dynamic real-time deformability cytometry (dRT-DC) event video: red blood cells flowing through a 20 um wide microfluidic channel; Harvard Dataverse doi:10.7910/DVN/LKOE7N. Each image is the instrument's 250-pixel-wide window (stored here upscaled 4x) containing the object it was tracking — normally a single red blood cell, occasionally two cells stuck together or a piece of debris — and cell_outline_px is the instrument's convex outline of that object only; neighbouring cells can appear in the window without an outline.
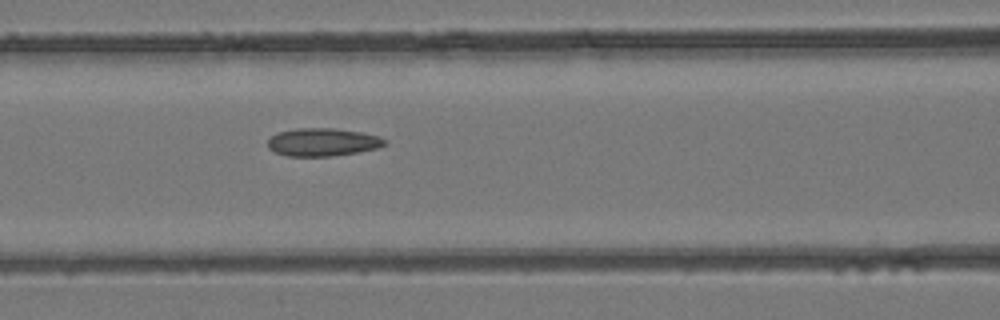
{"species": "common noctule bat (a hibernating species)", "species_latin": "Nyctalus noctula", "temperature_condition": "room temperature", "stored_images_in_passage": 3, "camera_frame_rate_fps": 3000, "um_per_image_px": 0.085, "animal": {"sex": "female", "body_mass_g": 24.6, "forearm_length_mm": 56.2}, "frame": {"image": 1, "passage_image": 3, "time_ms": 0.667, "image_size_px": [1000, 320], "cell_outline_px": [[388, 144], [376, 148], [356, 152], [332, 156], [288, 156], [276, 152], [268, 148], [268, 140], [272, 136], [280, 132], [296, 128], [336, 128], [360, 132], [380, 136], [388, 140]], "centroid_in_image_um": [27.46, 12.07], "position_along_channel_um": 139.1, "area_um2": 19.02}}